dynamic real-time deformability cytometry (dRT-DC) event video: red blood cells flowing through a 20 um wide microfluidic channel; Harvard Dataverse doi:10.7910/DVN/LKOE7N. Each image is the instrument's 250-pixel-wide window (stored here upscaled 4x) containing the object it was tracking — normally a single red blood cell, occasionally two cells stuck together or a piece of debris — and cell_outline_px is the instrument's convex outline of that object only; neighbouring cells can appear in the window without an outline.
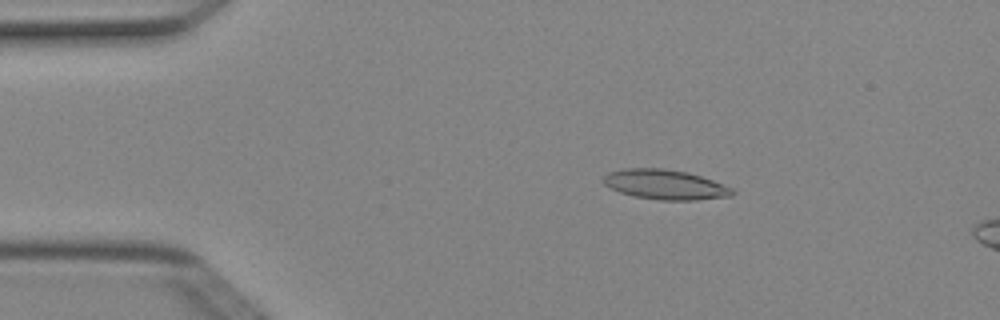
{"species": "Egyptian fruit bat (a non-hibernating species)", "species_latin": "Rousettus aegyptiacus", "temperature_condition": "cold", "stored_images_in_passage": 50, "camera_frame_rate_fps": 3000, "um_per_image_px": 0.085, "animal": {"sex": "female"}, "frame": {"image": 1, "passage_image": 8, "time_ms": 2.333, "image_size_px": [1000, 320], "cell_outline_px": [[736, 192], [732, 196], [696, 200], [660, 200], [632, 196], [620, 192], [604, 184], [604, 176], [608, 172], [624, 168], [664, 168], [688, 172], [712, 180], [732, 188]], "centroid_in_image_um": [56.54, 15.69], "position_along_channel_um": 28.5, "area_um2": 22.43}}
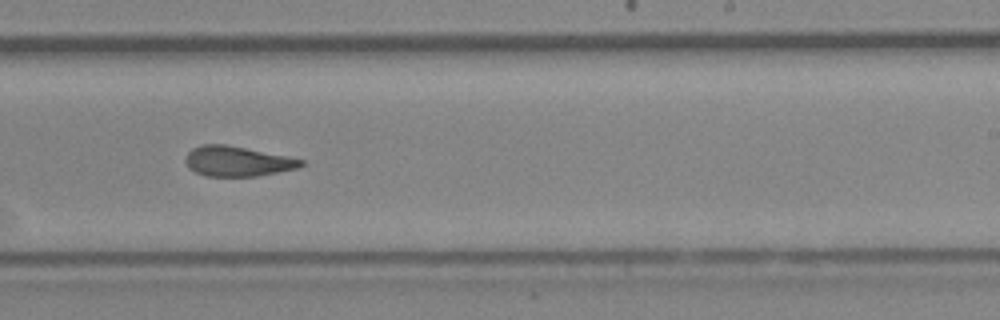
{"frame": {"image": 2, "passage_image": 30, "time_ms": 9.667, "image_size_px": [1000, 320], "cell_outline_px": [[304, 164], [296, 168], [256, 176], [204, 176], [188, 168], [184, 160], [188, 152], [192, 148], [200, 144], [224, 144], [304, 160]], "centroid_in_image_um": [20.09, 13.71], "position_along_channel_um": 268.9, "area_um2": 19.94}}
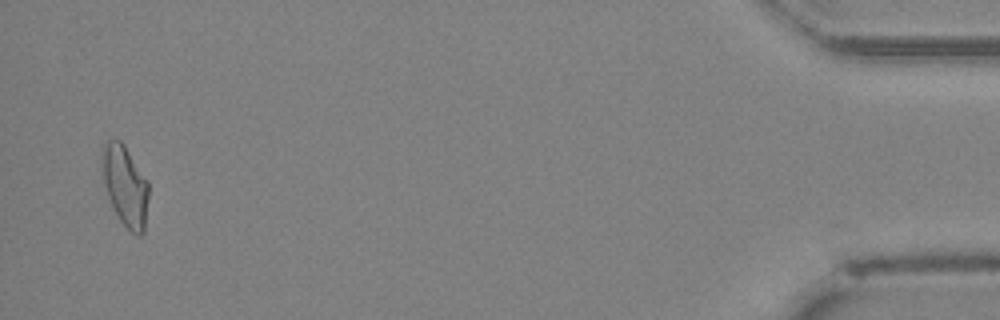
{"frame": {"image": 3, "passage_image": 48, "time_ms": 15.667, "image_size_px": [1000, 320], "cell_outline_px": [[148, 196], [144, 232], [140, 236], [136, 236], [120, 220], [108, 196], [104, 180], [100, 160], [100, 156], [104, 144], [108, 140], [120, 140], [124, 144], [148, 180]], "centroid_in_image_um": [10.64, 15.76], "position_along_channel_um": 424.6, "area_um2": 21.73}}